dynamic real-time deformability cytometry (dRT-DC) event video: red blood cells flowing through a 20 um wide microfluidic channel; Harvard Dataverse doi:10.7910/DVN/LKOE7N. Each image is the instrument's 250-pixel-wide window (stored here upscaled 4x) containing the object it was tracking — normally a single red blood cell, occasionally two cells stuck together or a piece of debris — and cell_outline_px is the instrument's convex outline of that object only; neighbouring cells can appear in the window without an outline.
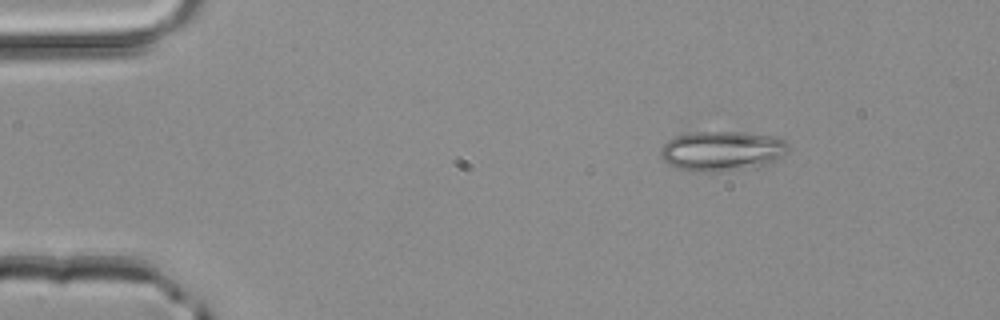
{"species": "common noctule bat (a hibernating species)", "species_latin": "Nyctalus noctula", "temperature_condition": "room temperature", "stored_images_in_passage": 3, "camera_frame_rate_fps": 3000, "um_per_image_px": 0.085, "animal": {"sex": "male", "body_mass_g": 20.4}, "frame": {"image": 1, "passage_image": 1, "time_ms": 0.0, "image_size_px": [1000, 320], "cell_outline_px": [[788, 152], [776, 160], [764, 164], [720, 172], [692, 172], [676, 168], [668, 164], [660, 156], [660, 148], [668, 140], [684, 132], [744, 132], [772, 136], [784, 140], [788, 144]], "centroid_in_image_um": [61.31, 12.83], "position_along_channel_um": 23.7, "area_um2": 29.82}}